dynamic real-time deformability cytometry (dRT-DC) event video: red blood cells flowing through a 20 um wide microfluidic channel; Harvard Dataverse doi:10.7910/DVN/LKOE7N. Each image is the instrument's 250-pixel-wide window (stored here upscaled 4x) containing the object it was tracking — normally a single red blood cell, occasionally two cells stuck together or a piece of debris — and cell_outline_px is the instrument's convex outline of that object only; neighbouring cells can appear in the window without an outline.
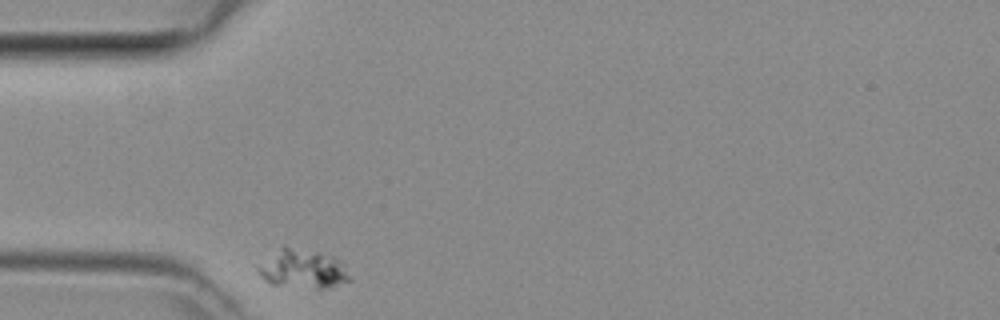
{"species": "common noctule bat (a hibernating species)", "species_latin": "Nyctalus noctula", "temperature_condition": "room temperature", "stored_images_in_passage": 1, "camera_frame_rate_fps": 3000, "um_per_image_px": 0.085, "animal": {"sex": "female", "body_mass_g": 29.2, "forearm_length_mm": 56.3}, "frame": {"image": 1, "passage_image": 1, "time_ms": 0.0, "image_size_px": [1000, 320], "cell_outline_px": [[352, 280], [328, 288], [316, 288], [272, 284], [260, 276], [256, 272], [256, 268], [280, 244], [284, 244], [332, 256], [340, 260], [344, 264], [352, 276]], "centroid_in_image_um": [25.74, 22.83], "position_along_channel_um": 59.3, "area_um2": 21.1}}